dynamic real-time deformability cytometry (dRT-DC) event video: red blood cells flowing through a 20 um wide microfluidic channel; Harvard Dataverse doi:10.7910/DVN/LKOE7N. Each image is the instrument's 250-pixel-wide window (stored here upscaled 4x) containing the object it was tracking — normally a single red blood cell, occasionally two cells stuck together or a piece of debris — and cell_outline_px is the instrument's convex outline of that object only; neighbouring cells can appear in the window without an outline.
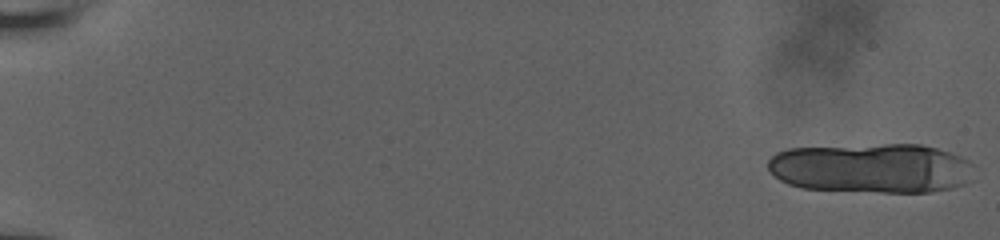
{"species": "human", "species_latin": "Homo sapiens", "temperature_condition": "room temperature", "stored_images_in_passage": 17, "camera_frame_rate_fps": 3000, "um_per_image_px": 0.085, "donor": {"sex": "male"}, "frame": {"image": 1, "passage_image": 1, "time_ms": 0.0, "image_size_px": [1000, 240], "cell_outline_px": [[972, 180], [964, 184], [952, 188], [932, 192], [880, 192], [804, 188], [788, 184], [780, 180], [768, 168], [768, 160], [776, 152], [788, 148], [884, 144], [920, 144], [936, 148], [948, 152], [968, 160], [972, 164]], "centroid_in_image_um": [74.09, 14.29], "position_along_channel_um": 10.9, "area_um2": 59.82}}